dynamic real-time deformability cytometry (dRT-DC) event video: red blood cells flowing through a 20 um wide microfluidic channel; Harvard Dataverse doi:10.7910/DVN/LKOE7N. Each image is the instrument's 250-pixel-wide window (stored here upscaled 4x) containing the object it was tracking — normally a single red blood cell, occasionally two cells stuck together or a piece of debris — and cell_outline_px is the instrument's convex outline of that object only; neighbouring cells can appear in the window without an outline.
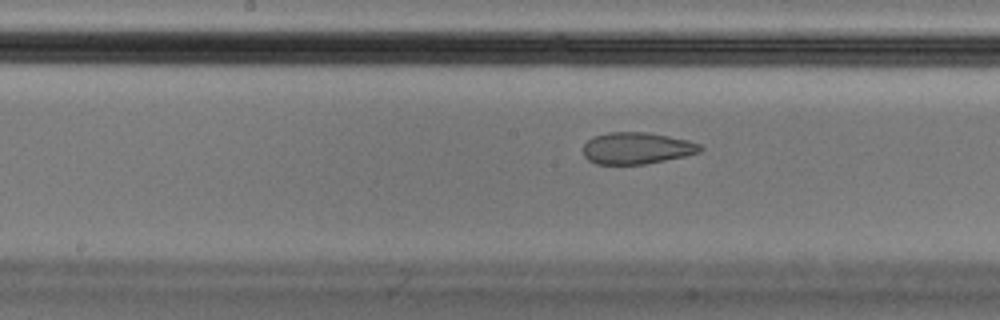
{"species": "Egyptian fruit bat (a non-hibernating species)", "species_latin": "Rousettus aegyptiacus", "temperature_condition": "cold", "stored_images_in_passage": 39, "camera_frame_rate_fps": 3000, "um_per_image_px": 0.085, "animal": {"sex": "male"}, "frame": {"image": 1, "passage_image": 12, "time_ms": 3.667, "image_size_px": [1000, 320], "cell_outline_px": [[704, 148], [700, 152], [684, 156], [644, 164], [596, 164], [588, 160], [584, 156], [584, 144], [592, 136], [608, 132], [648, 132], [688, 140], [700, 144]], "centroid_in_image_um": [54.11, 12.59], "position_along_channel_um": 194.1, "area_um2": 21.62}}
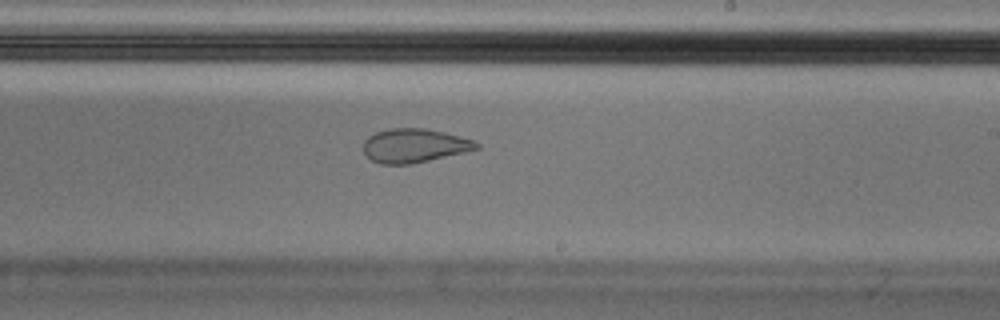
{"frame": {"image": 2, "passage_image": 17, "time_ms": 5.333, "image_size_px": [1000, 320], "cell_outline_px": [[480, 148], [464, 152], [428, 160], [408, 164], [380, 164], [372, 160], [364, 152], [364, 140], [368, 136], [376, 132], [388, 128], [424, 128], [444, 132], [460, 136], [472, 140], [480, 144]], "centroid_in_image_um": [35.2, 12.36], "position_along_channel_um": 253.8, "area_um2": 22.14}, "authors_computed_cell_mechanics": {"area_um2": 23.5246, "velocity_mm_per_s": 3.5965, "shape_relaxation_time_tau1_ms": null, "shape_relaxation_time_tau2_ms": 1.5053, "deformation_change_tau1": null, "deformation_change_tau2": 0.0732}}